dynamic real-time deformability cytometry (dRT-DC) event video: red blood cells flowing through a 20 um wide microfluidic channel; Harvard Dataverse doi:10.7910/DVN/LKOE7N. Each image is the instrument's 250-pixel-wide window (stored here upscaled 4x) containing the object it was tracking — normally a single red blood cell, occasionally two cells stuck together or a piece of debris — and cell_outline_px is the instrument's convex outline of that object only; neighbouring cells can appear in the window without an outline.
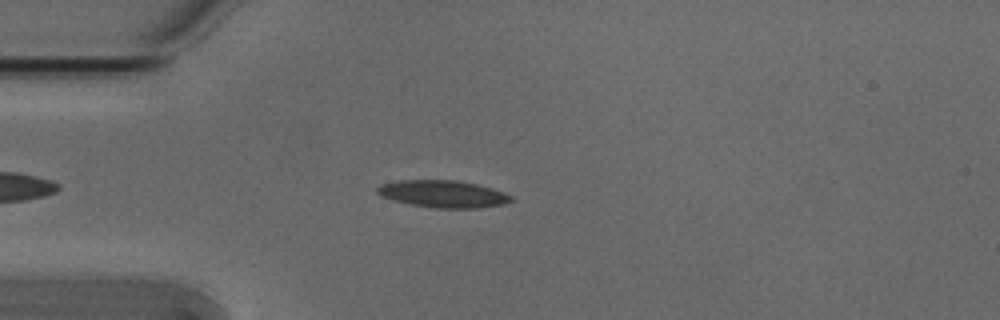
{"species": "Egyptian fruit bat (a non-hibernating species)", "species_latin": "Rousettus aegyptiacus", "temperature_condition": "cold", "stored_images_in_passage": 44, "camera_frame_rate_fps": 3000, "um_per_image_px": 0.085, "animal": {"sex": "male"}, "frame": {"image": 1, "passage_image": 8, "time_ms": 2.333, "image_size_px": [1000, 320], "cell_outline_px": [[516, 200], [504, 204], [476, 208], [436, 208], [412, 204], [392, 200], [380, 196], [376, 192], [376, 188], [384, 184], [400, 180], [456, 180], [476, 184], [492, 188], [504, 192], [512, 196]], "centroid_in_image_um": [37.69, 16.48], "position_along_channel_um": 47.3, "area_um2": 21.15}}
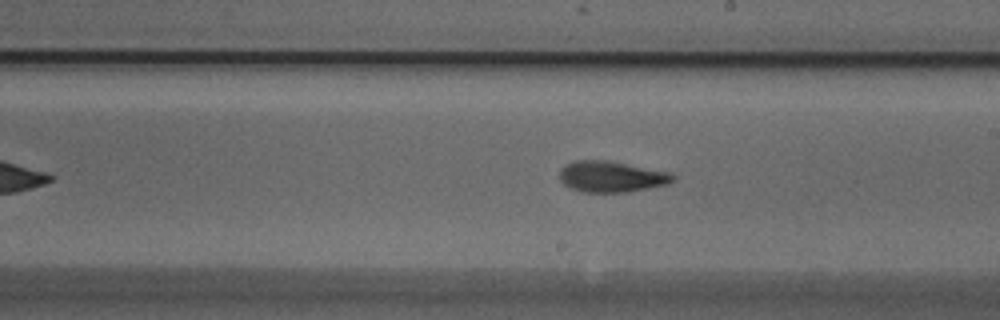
{"frame": {"image": 2, "passage_image": 24, "time_ms": 7.667, "image_size_px": [1000, 320], "cell_outline_px": [[676, 180], [668, 184], [628, 192], [580, 192], [564, 184], [560, 180], [560, 168], [576, 160], [604, 160], [672, 172], [676, 176]], "centroid_in_image_um": [52.01, 15.02], "position_along_channel_um": 237.0, "area_um2": 20.52}}
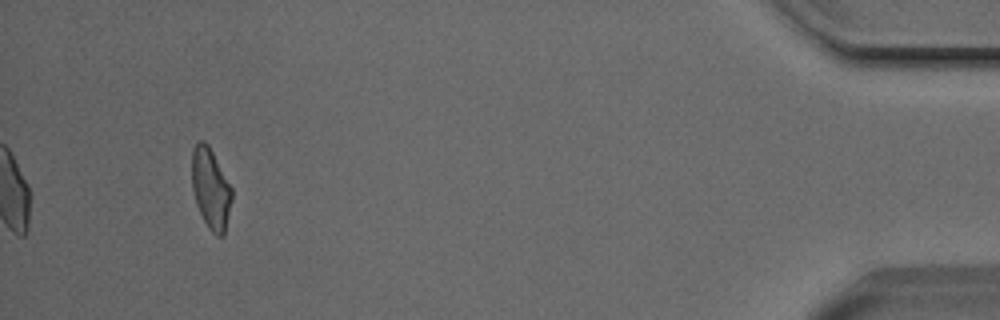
{"frame": {"image": 3, "passage_image": 44, "time_ms": 14.333, "image_size_px": [1000, 320], "cell_outline_px": [[232, 200], [224, 236], [216, 236], [208, 228], [196, 204], [192, 188], [192, 148], [200, 140], [204, 140], [208, 144], [232, 188]], "centroid_in_image_um": [17.91, 16.04], "position_along_channel_um": 417.3, "area_um2": 18.79}, "authors_computed_cell_mechanics": {"area_um2": 19.941, "velocity_mm_per_s": 3.8335, "shape_relaxation_time_tau1_ms": 10.9354, "shape_relaxation_time_tau2_ms": 3.2221, "deformation_change_tau1": 0.2516, "deformation_change_tau2": 0.0975}}